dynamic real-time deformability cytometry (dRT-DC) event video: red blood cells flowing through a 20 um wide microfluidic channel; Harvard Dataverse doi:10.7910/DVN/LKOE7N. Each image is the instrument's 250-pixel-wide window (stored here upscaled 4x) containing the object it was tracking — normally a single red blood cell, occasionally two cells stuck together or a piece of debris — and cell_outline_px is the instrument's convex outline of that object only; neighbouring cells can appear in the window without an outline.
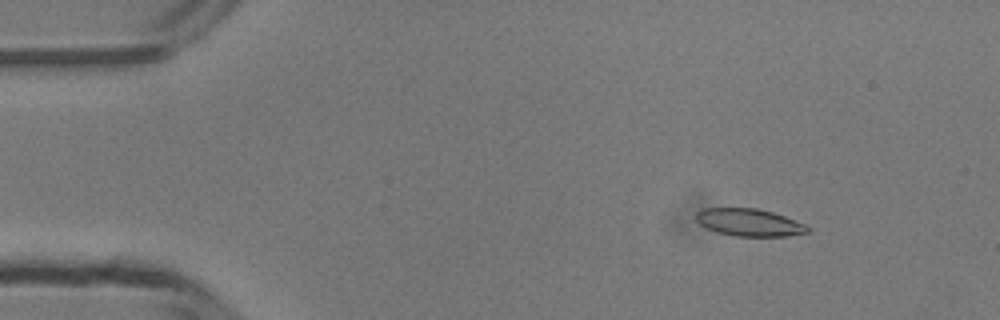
{"species": "common noctule bat (a hibernating species)", "species_latin": "Nyctalus noctula", "temperature_condition": "room temperature", "stored_images_in_passage": 49, "camera_frame_rate_fps": 3000, "um_per_image_px": 0.085, "animal": {"sex": "male", "body_mass_g": 13.3}, "frame": {"image": 1, "passage_image": 7, "time_ms": 2.0, "image_size_px": [1000, 320], "cell_outline_px": [[812, 228], [808, 232], [788, 236], [736, 236], [716, 232], [700, 224], [696, 220], [696, 212], [704, 208], [756, 208], [772, 212], [784, 216], [804, 224]], "centroid_in_image_um": [63.68, 18.91], "position_along_channel_um": 21.3, "area_um2": 17.74}}
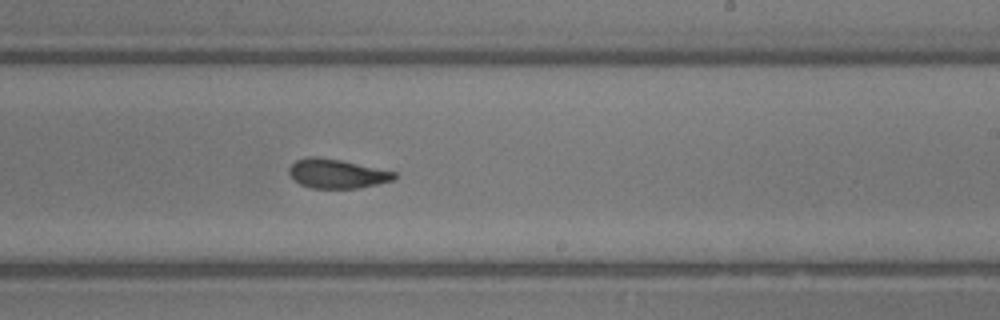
{"frame": {"image": 2, "passage_image": 30, "time_ms": 9.667, "image_size_px": [1000, 320], "cell_outline_px": [[396, 176], [392, 180], [360, 188], [312, 188], [300, 184], [288, 172], [288, 168], [296, 160], [308, 156], [316, 156], [340, 160], [396, 172]], "centroid_in_image_um": [28.61, 14.75], "position_along_channel_um": 260.4, "area_um2": 17.69}}
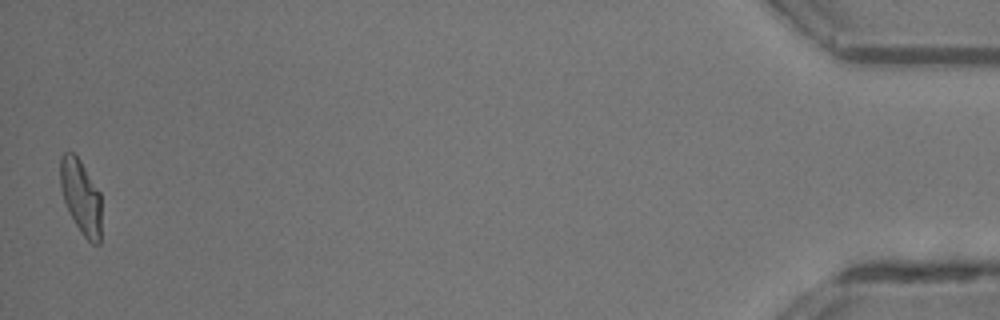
{"frame": {"image": 3, "passage_image": 49, "time_ms": 16.0, "image_size_px": [1000, 320], "cell_outline_px": [[100, 244], [92, 244], [80, 232], [64, 200], [60, 188], [60, 160], [64, 152], [72, 152], [80, 160], [100, 192]], "centroid_in_image_um": [6.87, 16.71], "position_along_channel_um": 428.3, "area_um2": 17.57}, "authors_computed_cell_mechanics": {"area_um2": 18.1492, "velocity_mm_per_s": 4.2055, "shape_relaxation_time_tau1_ms": 5.7118, "shape_relaxation_time_tau2_ms": 2.2722, "deformation_change_tau1": 0.1938, "deformation_change_tau2": 0.0943}}